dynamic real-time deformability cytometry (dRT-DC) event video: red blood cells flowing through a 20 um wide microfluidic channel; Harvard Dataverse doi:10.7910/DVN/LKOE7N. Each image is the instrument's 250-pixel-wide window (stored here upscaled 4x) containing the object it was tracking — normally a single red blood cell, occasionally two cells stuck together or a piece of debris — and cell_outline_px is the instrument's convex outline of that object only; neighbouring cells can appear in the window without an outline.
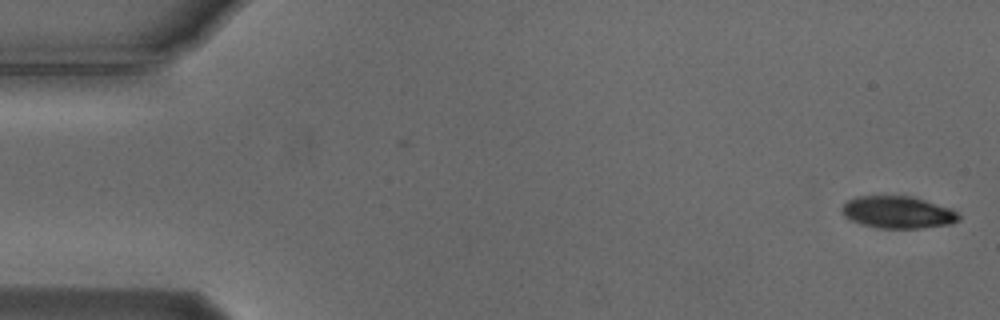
{"species": "Egyptian fruit bat (a non-hibernating species)", "species_latin": "Rousettus aegyptiacus", "temperature_condition": "cold", "stored_images_in_passage": 54, "camera_frame_rate_fps": 3000, "um_per_image_px": 0.085, "animal": {"sex": "male"}, "frame": {"image": 1, "passage_image": 1, "time_ms": 0.0, "image_size_px": [1000, 320], "cell_outline_px": [[960, 220], [952, 224], [920, 228], [876, 228], [860, 224], [844, 216], [840, 208], [848, 200], [856, 196], [912, 196], [952, 208], [960, 216]], "centroid_in_image_um": [76.33, 18.04], "position_along_channel_um": 8.7, "area_um2": 22.08}}
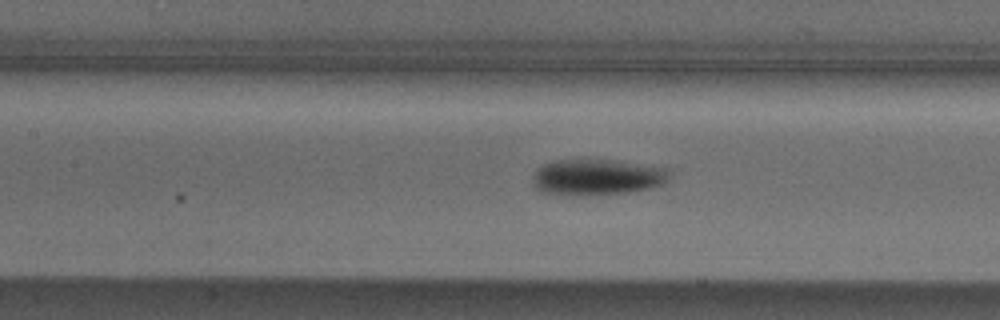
{"frame": {"image": 2, "passage_image": 24, "time_ms": 7.667, "image_size_px": [1000, 320], "cell_outline_px": [[672, 176], [668, 180], [660, 184], [648, 188], [628, 192], [544, 192], [536, 188], [532, 180], [532, 176], [536, 168], [544, 164], [556, 160], [616, 160], [664, 168], [672, 172]], "centroid_in_image_um": [50.78, 14.99], "position_along_channel_um": 156.6, "area_um2": 27.4}}
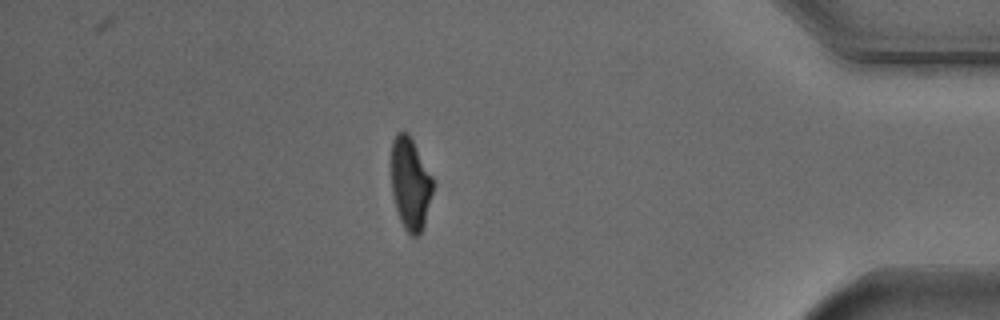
{"frame": {"image": 3, "passage_image": 47, "time_ms": 15.333, "image_size_px": [1000, 320], "cell_outline_px": [[432, 192], [424, 224], [420, 236], [412, 236], [404, 228], [400, 220], [396, 208], [392, 192], [392, 140], [396, 132], [408, 132], [432, 176]], "centroid_in_image_um": [34.87, 15.61], "position_along_channel_um": 400.3, "area_um2": 22.08}, "authors_computed_cell_mechanics": {"area_um2": 24.0737, "velocity_mm_per_s": 3.7296, "shape_relaxation_time_tau1_ms": 2.674, "shape_relaxation_time_tau2_ms": null, "deformation_change_tau1": 0.1434, "deformation_change_tau2": null}}